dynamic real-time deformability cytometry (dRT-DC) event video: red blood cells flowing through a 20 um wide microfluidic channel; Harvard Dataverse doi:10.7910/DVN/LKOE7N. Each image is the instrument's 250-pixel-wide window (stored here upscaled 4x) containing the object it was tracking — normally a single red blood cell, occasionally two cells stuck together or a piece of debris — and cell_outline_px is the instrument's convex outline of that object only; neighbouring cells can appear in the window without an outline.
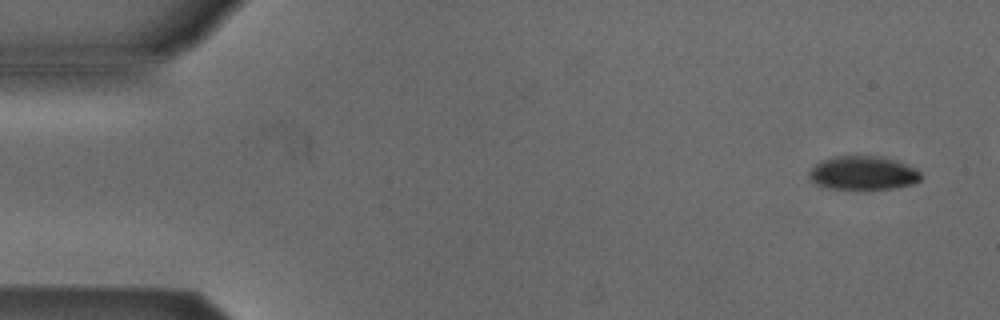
{"species": "Egyptian fruit bat (a non-hibernating species)", "species_latin": "Rousettus aegyptiacus", "temperature_condition": "cold", "stored_images_in_passage": 5, "camera_frame_rate_fps": 3000, "um_per_image_px": 0.085, "animal": {"sex": "male"}, "frame": {"image": 1, "passage_image": 1, "time_ms": 0.0, "image_size_px": [1000, 320], "cell_outline_px": [[920, 180], [912, 184], [892, 188], [828, 188], [816, 184], [808, 176], [808, 172], [820, 160], [836, 156], [872, 156], [892, 160], [916, 168], [920, 172]], "centroid_in_image_um": [73.32, 14.7], "position_along_channel_um": 11.7, "area_um2": 21.44}}